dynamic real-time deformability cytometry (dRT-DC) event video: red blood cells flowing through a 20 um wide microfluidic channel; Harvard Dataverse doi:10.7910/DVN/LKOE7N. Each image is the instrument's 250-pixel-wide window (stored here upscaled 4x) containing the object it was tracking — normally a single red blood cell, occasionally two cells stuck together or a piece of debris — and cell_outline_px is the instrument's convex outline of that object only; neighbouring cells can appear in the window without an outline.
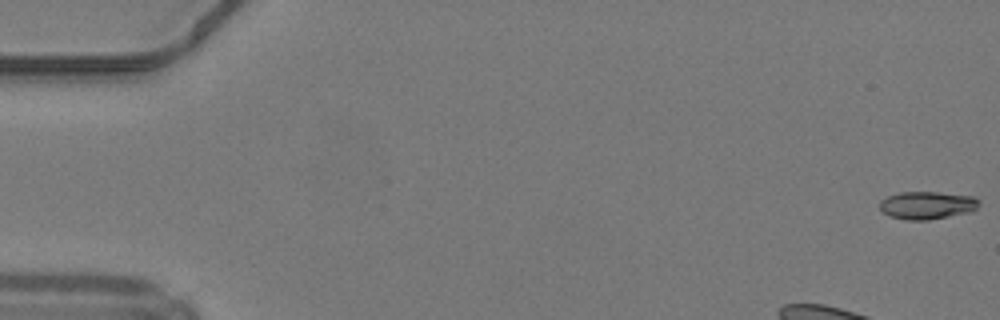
{"species": "common noctule bat (a hibernating species)", "species_latin": "Nyctalus noctula", "temperature_condition": "warm", "stored_images_in_passage": 13, "camera_frame_rate_fps": 3000, "um_per_image_px": 0.085, "animal": {"sex": "male", "body_mass_g": 19.2, "forearm_length_mm": 51.8}, "frame": {"image": 1, "passage_image": 1, "time_ms": 0.0, "image_size_px": [1000, 320], "cell_outline_px": [[980, 204], [972, 212], [928, 220], [908, 220], [888, 216], [880, 208], [880, 200], [888, 196], [900, 192], [936, 192], [972, 196], [980, 200]], "centroid_in_image_um": [78.82, 17.45], "position_along_channel_um": 6.2, "area_um2": 16.13}}